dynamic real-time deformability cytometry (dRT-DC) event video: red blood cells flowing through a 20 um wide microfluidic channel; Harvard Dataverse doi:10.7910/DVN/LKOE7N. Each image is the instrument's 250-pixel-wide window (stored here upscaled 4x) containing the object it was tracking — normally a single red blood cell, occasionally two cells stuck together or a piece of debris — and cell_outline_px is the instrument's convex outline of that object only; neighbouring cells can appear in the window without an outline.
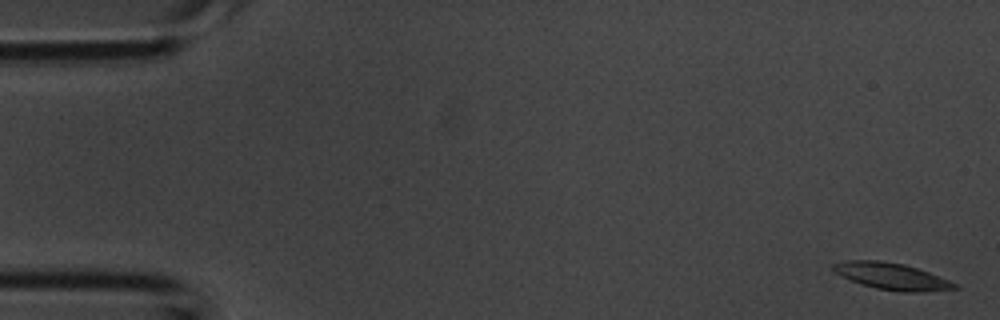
{"species": "common noctule bat (a hibernating species)", "species_latin": "Nyctalus noctula", "temperature_condition": "room temperature", "stored_images_in_passage": 4, "camera_frame_rate_fps": 3000, "um_per_image_px": 0.085, "animal": {"sex": "male", "body_mass_g": 20.1, "forearm_length_mm": 53.5}, "frame": {"image": 1, "passage_image": 1, "time_ms": 0.0, "image_size_px": [1000, 320], "cell_outline_px": [[960, 288], [924, 292], [904, 292], [876, 288], [860, 284], [840, 276], [832, 272], [832, 264], [844, 260], [880, 260], [904, 264], [928, 272], [960, 284]], "centroid_in_image_um": [75.78, 23.48], "position_along_channel_um": 9.2, "area_um2": 19.13}}
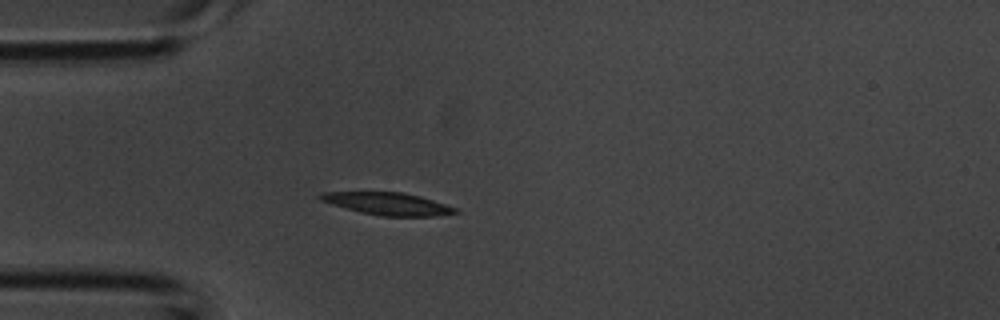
{"frame": {"image": 2, "passage_image": 4, "time_ms": 1.0, "image_size_px": [1000, 320], "cell_outline_px": [[460, 212], [436, 216], [380, 216], [360, 212], [332, 204], [320, 200], [316, 196], [320, 192], [404, 192], [420, 196], [456, 208]], "centroid_in_image_um": [32.93, 17.31], "position_along_channel_um": 52.1, "area_um2": 17.57}}